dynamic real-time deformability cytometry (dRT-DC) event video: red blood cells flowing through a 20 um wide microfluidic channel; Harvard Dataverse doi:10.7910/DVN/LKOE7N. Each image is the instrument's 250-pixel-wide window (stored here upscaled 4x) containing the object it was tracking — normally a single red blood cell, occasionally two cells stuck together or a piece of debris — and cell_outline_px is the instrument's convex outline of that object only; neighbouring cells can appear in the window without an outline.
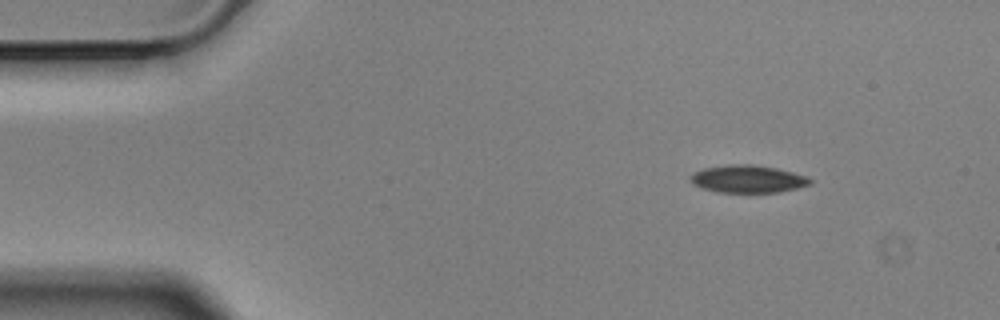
{"species": "Egyptian fruit bat (a non-hibernating species)", "species_latin": "Rousettus aegyptiacus", "temperature_condition": "cold", "stored_images_in_passage": 3, "camera_frame_rate_fps": 3000, "um_per_image_px": 0.085, "animal": {"sex": "male"}, "frame": {"image": 1, "passage_image": 1, "time_ms": 0.0, "image_size_px": [1000, 320], "cell_outline_px": [[812, 184], [780, 192], [716, 192], [692, 184], [692, 172], [704, 168], [728, 164], [752, 164], [776, 168], [808, 176], [812, 180]], "centroid_in_image_um": [63.59, 15.2], "position_along_channel_um": 21.4, "area_um2": 19.19}}